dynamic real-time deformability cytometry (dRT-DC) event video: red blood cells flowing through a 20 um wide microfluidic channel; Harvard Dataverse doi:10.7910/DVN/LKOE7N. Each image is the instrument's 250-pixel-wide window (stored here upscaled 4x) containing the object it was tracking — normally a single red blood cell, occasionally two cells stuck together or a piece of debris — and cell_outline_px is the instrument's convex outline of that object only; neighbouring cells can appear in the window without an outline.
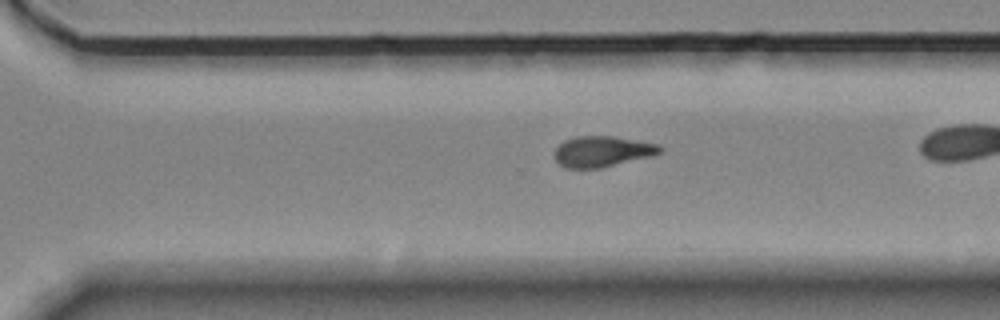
{"species": "Egyptian fruit bat (a non-hibernating species)", "species_latin": "Rousettus aegyptiacus", "temperature_condition": "room temperature", "stored_images_in_passage": 36, "camera_frame_rate_fps": 3000, "um_per_image_px": 0.085, "animal": {"sex": "female"}, "frame": {"image": 1, "passage_image": 31, "time_ms": 10.0, "image_size_px": [1000, 320], "cell_outline_px": [[664, 152], [652, 156], [600, 168], [564, 168], [556, 160], [552, 152], [564, 140], [576, 136], [612, 136], [660, 144], [664, 148]], "centroid_in_image_um": [51.21, 12.87], "position_along_channel_um": 319.4, "area_um2": 19.13}}